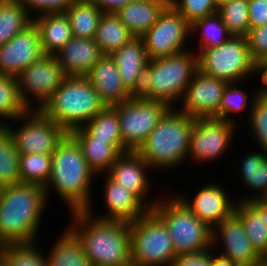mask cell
Instances as JSON below:
<instances>
[{"mask_svg": "<svg viewBox=\"0 0 267 266\" xmlns=\"http://www.w3.org/2000/svg\"><path fill=\"white\" fill-rule=\"evenodd\" d=\"M260 69H267V64L261 66Z\"/></svg>", "mask_w": 267, "mask_h": 266, "instance_id": "obj_55", "label": "cell"}, {"mask_svg": "<svg viewBox=\"0 0 267 266\" xmlns=\"http://www.w3.org/2000/svg\"><path fill=\"white\" fill-rule=\"evenodd\" d=\"M15 120L23 121V125L13 127L9 122L4 126L12 135L19 154H52L67 134L62 127L38 109L28 110Z\"/></svg>", "mask_w": 267, "mask_h": 266, "instance_id": "obj_10", "label": "cell"}, {"mask_svg": "<svg viewBox=\"0 0 267 266\" xmlns=\"http://www.w3.org/2000/svg\"><path fill=\"white\" fill-rule=\"evenodd\" d=\"M81 129L93 140L120 141L122 143L118 104L106 106Z\"/></svg>", "mask_w": 267, "mask_h": 266, "instance_id": "obj_33", "label": "cell"}, {"mask_svg": "<svg viewBox=\"0 0 267 266\" xmlns=\"http://www.w3.org/2000/svg\"><path fill=\"white\" fill-rule=\"evenodd\" d=\"M237 124L217 118L195 119L189 143V156L195 162L207 163L221 157L236 133ZM233 134V135H232ZM207 161V162H206Z\"/></svg>", "mask_w": 267, "mask_h": 266, "instance_id": "obj_14", "label": "cell"}, {"mask_svg": "<svg viewBox=\"0 0 267 266\" xmlns=\"http://www.w3.org/2000/svg\"><path fill=\"white\" fill-rule=\"evenodd\" d=\"M185 50L150 60V94L145 98L160 101L169 107L182 99L185 89L198 70V56ZM174 104V105H173Z\"/></svg>", "mask_w": 267, "mask_h": 266, "instance_id": "obj_7", "label": "cell"}, {"mask_svg": "<svg viewBox=\"0 0 267 266\" xmlns=\"http://www.w3.org/2000/svg\"><path fill=\"white\" fill-rule=\"evenodd\" d=\"M238 84L240 85V82H231L227 84L223 92L221 104L219 106V119H223L234 124L237 123L236 120L234 121V117H231L232 114H239L240 112H244V110L248 109L251 110L254 100L261 92V87H259L258 91L255 90L254 93H251L252 95L250 97L252 98H250L245 90L243 91L242 89L237 88Z\"/></svg>", "mask_w": 267, "mask_h": 266, "instance_id": "obj_39", "label": "cell"}, {"mask_svg": "<svg viewBox=\"0 0 267 266\" xmlns=\"http://www.w3.org/2000/svg\"><path fill=\"white\" fill-rule=\"evenodd\" d=\"M211 253V264L210 266H238L236 263L232 262L230 259L224 257L221 254Z\"/></svg>", "mask_w": 267, "mask_h": 266, "instance_id": "obj_50", "label": "cell"}, {"mask_svg": "<svg viewBox=\"0 0 267 266\" xmlns=\"http://www.w3.org/2000/svg\"><path fill=\"white\" fill-rule=\"evenodd\" d=\"M92 205L71 214L70 229L92 266H131L130 222L95 218Z\"/></svg>", "mask_w": 267, "mask_h": 266, "instance_id": "obj_1", "label": "cell"}, {"mask_svg": "<svg viewBox=\"0 0 267 266\" xmlns=\"http://www.w3.org/2000/svg\"><path fill=\"white\" fill-rule=\"evenodd\" d=\"M104 203L107 213L97 218L104 220H121L133 222L144 216L150 209L133 193L104 176Z\"/></svg>", "mask_w": 267, "mask_h": 266, "instance_id": "obj_20", "label": "cell"}, {"mask_svg": "<svg viewBox=\"0 0 267 266\" xmlns=\"http://www.w3.org/2000/svg\"><path fill=\"white\" fill-rule=\"evenodd\" d=\"M180 200L210 229H214L225 218L235 211L236 202L232 201L223 187L215 183H207L197 191L193 199L177 195ZM235 202V203H234Z\"/></svg>", "mask_w": 267, "mask_h": 266, "instance_id": "obj_19", "label": "cell"}, {"mask_svg": "<svg viewBox=\"0 0 267 266\" xmlns=\"http://www.w3.org/2000/svg\"><path fill=\"white\" fill-rule=\"evenodd\" d=\"M70 134L77 140L89 168L96 174H106L117 158L128 150L120 141L93 140L81 128Z\"/></svg>", "mask_w": 267, "mask_h": 266, "instance_id": "obj_23", "label": "cell"}, {"mask_svg": "<svg viewBox=\"0 0 267 266\" xmlns=\"http://www.w3.org/2000/svg\"><path fill=\"white\" fill-rule=\"evenodd\" d=\"M33 23L39 30L42 51L46 55H55L73 37L66 13L33 16Z\"/></svg>", "mask_w": 267, "mask_h": 266, "instance_id": "obj_25", "label": "cell"}, {"mask_svg": "<svg viewBox=\"0 0 267 266\" xmlns=\"http://www.w3.org/2000/svg\"><path fill=\"white\" fill-rule=\"evenodd\" d=\"M44 187L19 183L2 187L0 193V242L3 246L36 243L47 209Z\"/></svg>", "mask_w": 267, "mask_h": 266, "instance_id": "obj_2", "label": "cell"}, {"mask_svg": "<svg viewBox=\"0 0 267 266\" xmlns=\"http://www.w3.org/2000/svg\"><path fill=\"white\" fill-rule=\"evenodd\" d=\"M132 37L133 35L116 13L103 12L93 39L104 55H111Z\"/></svg>", "mask_w": 267, "mask_h": 266, "instance_id": "obj_29", "label": "cell"}, {"mask_svg": "<svg viewBox=\"0 0 267 266\" xmlns=\"http://www.w3.org/2000/svg\"><path fill=\"white\" fill-rule=\"evenodd\" d=\"M150 168L136 151H127L117 158L106 174L120 186L135 194L151 210L162 196L159 194L155 201L146 202L152 185L146 174Z\"/></svg>", "mask_w": 267, "mask_h": 266, "instance_id": "obj_18", "label": "cell"}, {"mask_svg": "<svg viewBox=\"0 0 267 266\" xmlns=\"http://www.w3.org/2000/svg\"><path fill=\"white\" fill-rule=\"evenodd\" d=\"M29 16L49 13H66L77 0H20ZM32 11V12H30ZM36 11V12H35Z\"/></svg>", "mask_w": 267, "mask_h": 266, "instance_id": "obj_44", "label": "cell"}, {"mask_svg": "<svg viewBox=\"0 0 267 266\" xmlns=\"http://www.w3.org/2000/svg\"><path fill=\"white\" fill-rule=\"evenodd\" d=\"M51 154H19V175L21 183L45 187L51 173Z\"/></svg>", "mask_w": 267, "mask_h": 266, "instance_id": "obj_37", "label": "cell"}, {"mask_svg": "<svg viewBox=\"0 0 267 266\" xmlns=\"http://www.w3.org/2000/svg\"><path fill=\"white\" fill-rule=\"evenodd\" d=\"M33 23L20 0H0V45Z\"/></svg>", "mask_w": 267, "mask_h": 266, "instance_id": "obj_31", "label": "cell"}, {"mask_svg": "<svg viewBox=\"0 0 267 266\" xmlns=\"http://www.w3.org/2000/svg\"><path fill=\"white\" fill-rule=\"evenodd\" d=\"M167 197L159 198L151 210L166 225L176 256L212 247V229L193 214L176 194Z\"/></svg>", "mask_w": 267, "mask_h": 266, "instance_id": "obj_6", "label": "cell"}, {"mask_svg": "<svg viewBox=\"0 0 267 266\" xmlns=\"http://www.w3.org/2000/svg\"><path fill=\"white\" fill-rule=\"evenodd\" d=\"M169 108L145 98L118 103L122 145L128 151H137Z\"/></svg>", "mask_w": 267, "mask_h": 266, "instance_id": "obj_11", "label": "cell"}, {"mask_svg": "<svg viewBox=\"0 0 267 266\" xmlns=\"http://www.w3.org/2000/svg\"><path fill=\"white\" fill-rule=\"evenodd\" d=\"M169 4L170 0H135L115 13L134 37H142Z\"/></svg>", "mask_w": 267, "mask_h": 266, "instance_id": "obj_24", "label": "cell"}, {"mask_svg": "<svg viewBox=\"0 0 267 266\" xmlns=\"http://www.w3.org/2000/svg\"><path fill=\"white\" fill-rule=\"evenodd\" d=\"M217 13L232 36H246L250 29L248 0H228L218 5Z\"/></svg>", "mask_w": 267, "mask_h": 266, "instance_id": "obj_38", "label": "cell"}, {"mask_svg": "<svg viewBox=\"0 0 267 266\" xmlns=\"http://www.w3.org/2000/svg\"><path fill=\"white\" fill-rule=\"evenodd\" d=\"M51 156L50 178L44 187L47 200L55 190L67 204L69 213L87 210L92 204L91 184L95 173L89 168L80 144L67 133Z\"/></svg>", "mask_w": 267, "mask_h": 266, "instance_id": "obj_3", "label": "cell"}, {"mask_svg": "<svg viewBox=\"0 0 267 266\" xmlns=\"http://www.w3.org/2000/svg\"><path fill=\"white\" fill-rule=\"evenodd\" d=\"M28 110L21 100L17 78L0 73V125L15 121Z\"/></svg>", "mask_w": 267, "mask_h": 266, "instance_id": "obj_34", "label": "cell"}, {"mask_svg": "<svg viewBox=\"0 0 267 266\" xmlns=\"http://www.w3.org/2000/svg\"><path fill=\"white\" fill-rule=\"evenodd\" d=\"M106 106L85 76H68L40 110L70 133Z\"/></svg>", "mask_w": 267, "mask_h": 266, "instance_id": "obj_5", "label": "cell"}, {"mask_svg": "<svg viewBox=\"0 0 267 266\" xmlns=\"http://www.w3.org/2000/svg\"><path fill=\"white\" fill-rule=\"evenodd\" d=\"M264 151V152H263ZM241 181L257 194L241 198L242 202L267 198V151L253 152L243 157L239 165Z\"/></svg>", "mask_w": 267, "mask_h": 266, "instance_id": "obj_27", "label": "cell"}, {"mask_svg": "<svg viewBox=\"0 0 267 266\" xmlns=\"http://www.w3.org/2000/svg\"><path fill=\"white\" fill-rule=\"evenodd\" d=\"M190 28L191 24L169 4L156 23L142 36L149 60L189 49L186 41L191 37Z\"/></svg>", "mask_w": 267, "mask_h": 266, "instance_id": "obj_13", "label": "cell"}, {"mask_svg": "<svg viewBox=\"0 0 267 266\" xmlns=\"http://www.w3.org/2000/svg\"><path fill=\"white\" fill-rule=\"evenodd\" d=\"M19 183V153L8 129L0 125V185L6 187Z\"/></svg>", "mask_w": 267, "mask_h": 266, "instance_id": "obj_35", "label": "cell"}, {"mask_svg": "<svg viewBox=\"0 0 267 266\" xmlns=\"http://www.w3.org/2000/svg\"><path fill=\"white\" fill-rule=\"evenodd\" d=\"M102 14L92 0H77L66 12L73 36L93 39Z\"/></svg>", "mask_w": 267, "mask_h": 266, "instance_id": "obj_30", "label": "cell"}, {"mask_svg": "<svg viewBox=\"0 0 267 266\" xmlns=\"http://www.w3.org/2000/svg\"><path fill=\"white\" fill-rule=\"evenodd\" d=\"M111 57L115 60L123 84L130 90L136 78L148 64L149 58L142 37H132L120 49L114 51Z\"/></svg>", "mask_w": 267, "mask_h": 266, "instance_id": "obj_26", "label": "cell"}, {"mask_svg": "<svg viewBox=\"0 0 267 266\" xmlns=\"http://www.w3.org/2000/svg\"><path fill=\"white\" fill-rule=\"evenodd\" d=\"M213 250L215 249L210 247L200 252L177 255L172 266H210Z\"/></svg>", "mask_w": 267, "mask_h": 266, "instance_id": "obj_45", "label": "cell"}, {"mask_svg": "<svg viewBox=\"0 0 267 266\" xmlns=\"http://www.w3.org/2000/svg\"><path fill=\"white\" fill-rule=\"evenodd\" d=\"M228 82L197 70L182 96V109L194 119H219V106Z\"/></svg>", "mask_w": 267, "mask_h": 266, "instance_id": "obj_15", "label": "cell"}, {"mask_svg": "<svg viewBox=\"0 0 267 266\" xmlns=\"http://www.w3.org/2000/svg\"><path fill=\"white\" fill-rule=\"evenodd\" d=\"M103 12L115 13L135 0H92Z\"/></svg>", "mask_w": 267, "mask_h": 266, "instance_id": "obj_48", "label": "cell"}, {"mask_svg": "<svg viewBox=\"0 0 267 266\" xmlns=\"http://www.w3.org/2000/svg\"><path fill=\"white\" fill-rule=\"evenodd\" d=\"M190 30L191 36L200 33L199 51L219 46L232 36L217 12L194 21Z\"/></svg>", "mask_w": 267, "mask_h": 266, "instance_id": "obj_36", "label": "cell"}, {"mask_svg": "<svg viewBox=\"0 0 267 266\" xmlns=\"http://www.w3.org/2000/svg\"><path fill=\"white\" fill-rule=\"evenodd\" d=\"M234 213L241 219L253 248L261 256H267V226L260 213L249 203L238 200Z\"/></svg>", "mask_w": 267, "mask_h": 266, "instance_id": "obj_32", "label": "cell"}, {"mask_svg": "<svg viewBox=\"0 0 267 266\" xmlns=\"http://www.w3.org/2000/svg\"><path fill=\"white\" fill-rule=\"evenodd\" d=\"M0 266H5V262L3 260L2 252L0 251Z\"/></svg>", "mask_w": 267, "mask_h": 266, "instance_id": "obj_53", "label": "cell"}, {"mask_svg": "<svg viewBox=\"0 0 267 266\" xmlns=\"http://www.w3.org/2000/svg\"><path fill=\"white\" fill-rule=\"evenodd\" d=\"M259 266H267V256L262 257Z\"/></svg>", "mask_w": 267, "mask_h": 266, "instance_id": "obj_52", "label": "cell"}, {"mask_svg": "<svg viewBox=\"0 0 267 266\" xmlns=\"http://www.w3.org/2000/svg\"><path fill=\"white\" fill-rule=\"evenodd\" d=\"M171 6L190 24L217 12L215 0H170Z\"/></svg>", "mask_w": 267, "mask_h": 266, "instance_id": "obj_42", "label": "cell"}, {"mask_svg": "<svg viewBox=\"0 0 267 266\" xmlns=\"http://www.w3.org/2000/svg\"><path fill=\"white\" fill-rule=\"evenodd\" d=\"M37 243L6 245L1 250L5 266H47Z\"/></svg>", "mask_w": 267, "mask_h": 266, "instance_id": "obj_40", "label": "cell"}, {"mask_svg": "<svg viewBox=\"0 0 267 266\" xmlns=\"http://www.w3.org/2000/svg\"><path fill=\"white\" fill-rule=\"evenodd\" d=\"M3 245L1 244V242H0V251L3 249Z\"/></svg>", "mask_w": 267, "mask_h": 266, "instance_id": "obj_56", "label": "cell"}, {"mask_svg": "<svg viewBox=\"0 0 267 266\" xmlns=\"http://www.w3.org/2000/svg\"><path fill=\"white\" fill-rule=\"evenodd\" d=\"M225 1H228V0H215V2L219 5V4H221V3H223V2H225Z\"/></svg>", "mask_w": 267, "mask_h": 266, "instance_id": "obj_54", "label": "cell"}, {"mask_svg": "<svg viewBox=\"0 0 267 266\" xmlns=\"http://www.w3.org/2000/svg\"><path fill=\"white\" fill-rule=\"evenodd\" d=\"M43 55L39 30L32 23L23 32L0 45V73L17 77Z\"/></svg>", "mask_w": 267, "mask_h": 266, "instance_id": "obj_17", "label": "cell"}, {"mask_svg": "<svg viewBox=\"0 0 267 266\" xmlns=\"http://www.w3.org/2000/svg\"><path fill=\"white\" fill-rule=\"evenodd\" d=\"M132 266H172L176 253L164 222L149 210L130 222Z\"/></svg>", "mask_w": 267, "mask_h": 266, "instance_id": "obj_8", "label": "cell"}, {"mask_svg": "<svg viewBox=\"0 0 267 266\" xmlns=\"http://www.w3.org/2000/svg\"><path fill=\"white\" fill-rule=\"evenodd\" d=\"M259 75L261 76V93L267 97V69H260Z\"/></svg>", "mask_w": 267, "mask_h": 266, "instance_id": "obj_51", "label": "cell"}, {"mask_svg": "<svg viewBox=\"0 0 267 266\" xmlns=\"http://www.w3.org/2000/svg\"><path fill=\"white\" fill-rule=\"evenodd\" d=\"M103 55L94 39L73 36L55 57L67 76H86Z\"/></svg>", "mask_w": 267, "mask_h": 266, "instance_id": "obj_22", "label": "cell"}, {"mask_svg": "<svg viewBox=\"0 0 267 266\" xmlns=\"http://www.w3.org/2000/svg\"><path fill=\"white\" fill-rule=\"evenodd\" d=\"M219 243L224 246L220 254L238 266H259L262 257L253 248L241 219L235 213L212 230V247L216 250Z\"/></svg>", "mask_w": 267, "mask_h": 266, "instance_id": "obj_16", "label": "cell"}, {"mask_svg": "<svg viewBox=\"0 0 267 266\" xmlns=\"http://www.w3.org/2000/svg\"><path fill=\"white\" fill-rule=\"evenodd\" d=\"M249 203L260 213L264 224L267 226V198L255 199L249 201Z\"/></svg>", "mask_w": 267, "mask_h": 266, "instance_id": "obj_49", "label": "cell"}, {"mask_svg": "<svg viewBox=\"0 0 267 266\" xmlns=\"http://www.w3.org/2000/svg\"><path fill=\"white\" fill-rule=\"evenodd\" d=\"M85 77L107 106L130 99L111 55H103Z\"/></svg>", "mask_w": 267, "mask_h": 266, "instance_id": "obj_21", "label": "cell"}, {"mask_svg": "<svg viewBox=\"0 0 267 266\" xmlns=\"http://www.w3.org/2000/svg\"><path fill=\"white\" fill-rule=\"evenodd\" d=\"M67 77L55 55L44 54L16 77L22 102L29 110H40Z\"/></svg>", "mask_w": 267, "mask_h": 266, "instance_id": "obj_12", "label": "cell"}, {"mask_svg": "<svg viewBox=\"0 0 267 266\" xmlns=\"http://www.w3.org/2000/svg\"><path fill=\"white\" fill-rule=\"evenodd\" d=\"M44 256L47 266H92L76 234L68 227Z\"/></svg>", "mask_w": 267, "mask_h": 266, "instance_id": "obj_28", "label": "cell"}, {"mask_svg": "<svg viewBox=\"0 0 267 266\" xmlns=\"http://www.w3.org/2000/svg\"><path fill=\"white\" fill-rule=\"evenodd\" d=\"M248 112L252 138L260 150L267 151V97L260 92Z\"/></svg>", "mask_w": 267, "mask_h": 266, "instance_id": "obj_41", "label": "cell"}, {"mask_svg": "<svg viewBox=\"0 0 267 266\" xmlns=\"http://www.w3.org/2000/svg\"><path fill=\"white\" fill-rule=\"evenodd\" d=\"M245 37L253 61L259 68L267 64V24L250 28Z\"/></svg>", "mask_w": 267, "mask_h": 266, "instance_id": "obj_43", "label": "cell"}, {"mask_svg": "<svg viewBox=\"0 0 267 266\" xmlns=\"http://www.w3.org/2000/svg\"><path fill=\"white\" fill-rule=\"evenodd\" d=\"M250 28L267 24V0H248Z\"/></svg>", "mask_w": 267, "mask_h": 266, "instance_id": "obj_47", "label": "cell"}, {"mask_svg": "<svg viewBox=\"0 0 267 266\" xmlns=\"http://www.w3.org/2000/svg\"><path fill=\"white\" fill-rule=\"evenodd\" d=\"M198 52V70L208 76L231 83L259 75L260 68L250 55L245 36H231L219 46Z\"/></svg>", "mask_w": 267, "mask_h": 266, "instance_id": "obj_9", "label": "cell"}, {"mask_svg": "<svg viewBox=\"0 0 267 266\" xmlns=\"http://www.w3.org/2000/svg\"><path fill=\"white\" fill-rule=\"evenodd\" d=\"M151 92L150 89V60L141 70L136 78V82L129 90L130 99H144Z\"/></svg>", "mask_w": 267, "mask_h": 266, "instance_id": "obj_46", "label": "cell"}, {"mask_svg": "<svg viewBox=\"0 0 267 266\" xmlns=\"http://www.w3.org/2000/svg\"><path fill=\"white\" fill-rule=\"evenodd\" d=\"M194 123L193 117L170 107L136 152L152 170L175 169L188 157Z\"/></svg>", "mask_w": 267, "mask_h": 266, "instance_id": "obj_4", "label": "cell"}]
</instances>
